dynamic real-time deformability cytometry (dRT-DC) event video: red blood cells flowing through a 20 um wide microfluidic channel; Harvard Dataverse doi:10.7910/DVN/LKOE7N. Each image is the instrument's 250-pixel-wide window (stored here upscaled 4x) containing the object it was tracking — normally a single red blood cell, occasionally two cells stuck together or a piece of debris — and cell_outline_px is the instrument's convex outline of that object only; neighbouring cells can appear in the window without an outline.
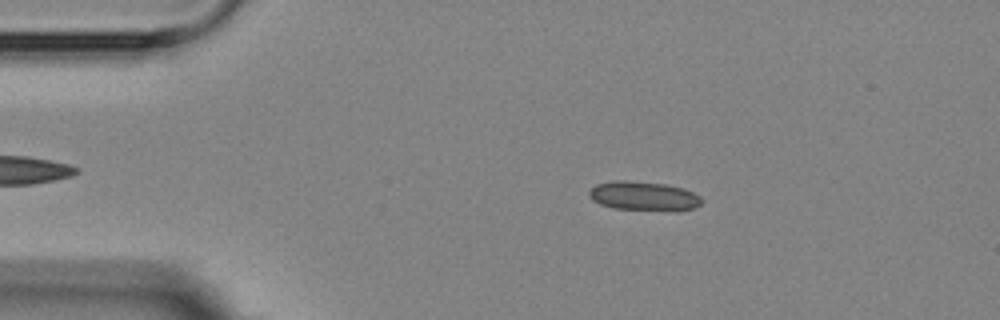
{"species": "Egyptian fruit bat (a non-hibernating species)", "species_latin": "Rousettus aegyptiacus", "temperature_condition": "room temperature", "stored_images_in_passage": 4, "camera_frame_rate_fps": 3000, "um_per_image_px": 0.085, "animal": {"sex": "female"}, "frame": {"image": 1, "passage_image": 3, "time_ms": 2.667, "image_size_px": [1000, 320], "cell_outline_px": [[704, 200], [696, 208], [680, 212], [676, 212], [612, 208], [600, 204], [592, 200], [588, 196], [588, 192], [596, 184], [612, 180], [628, 180], [664, 184], [684, 188], [700, 196]], "centroid_in_image_um": [54.75, 16.68], "position_along_channel_um": 30.3, "area_um2": 19.71}}